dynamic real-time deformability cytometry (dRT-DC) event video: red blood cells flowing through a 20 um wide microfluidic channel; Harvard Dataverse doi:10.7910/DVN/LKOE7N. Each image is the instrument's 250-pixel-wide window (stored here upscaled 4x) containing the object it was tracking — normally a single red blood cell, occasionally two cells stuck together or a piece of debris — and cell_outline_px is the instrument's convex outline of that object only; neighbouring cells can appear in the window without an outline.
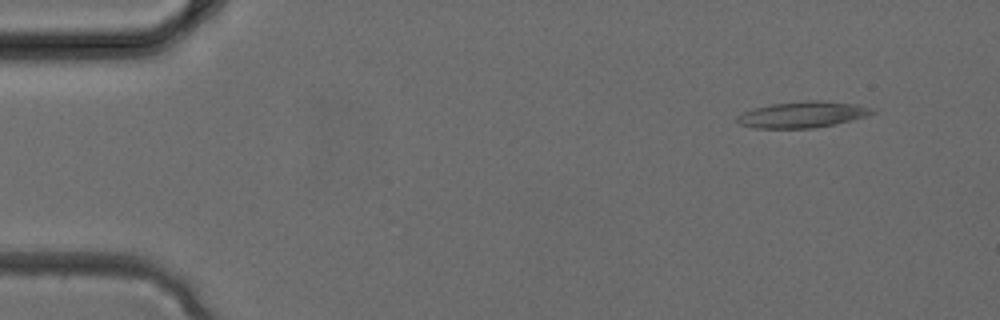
{"species": "common noctule bat (a hibernating species)", "species_latin": "Nyctalus noctula", "temperature_condition": "cold", "stored_images_in_passage": 3, "camera_frame_rate_fps": 3000, "um_per_image_px": 0.085, "animal": {"sex": "female", "body_mass_g": 24.6, "forearm_length_mm": 56.2}, "frame": {"image": 1, "passage_image": 1, "time_ms": 0.0, "image_size_px": [1000, 320], "cell_outline_px": [[876, 112], [868, 116], [836, 124], [816, 128], [756, 128], [740, 124], [736, 120], [736, 116], [744, 112], [756, 108], [772, 104], [804, 100], [820, 100], [856, 104], [872, 108]], "centroid_in_image_um": [68.26, 9.74], "position_along_channel_um": 16.7, "area_um2": 20.63}}